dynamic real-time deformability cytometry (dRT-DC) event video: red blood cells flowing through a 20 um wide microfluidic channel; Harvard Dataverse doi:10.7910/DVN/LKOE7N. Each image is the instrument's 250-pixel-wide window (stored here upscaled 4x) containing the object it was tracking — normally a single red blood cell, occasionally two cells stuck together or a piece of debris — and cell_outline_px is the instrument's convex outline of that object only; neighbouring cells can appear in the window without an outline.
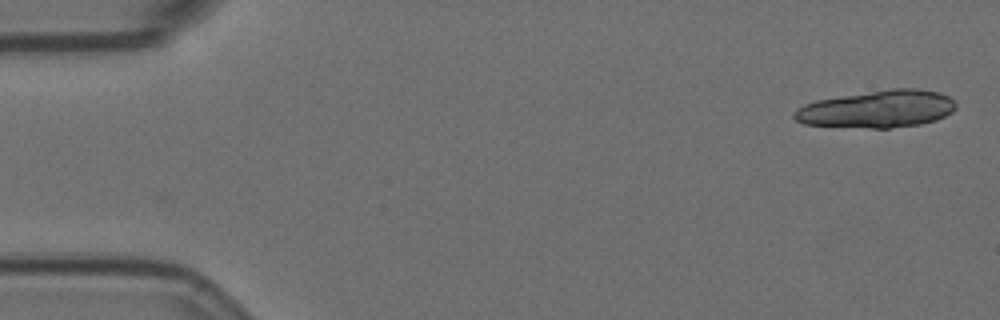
{"species": "Egyptian fruit bat (a non-hibernating species)", "species_latin": "Rousettus aegyptiacus", "temperature_condition": "room temperature", "stored_images_in_passage": 7, "camera_frame_rate_fps": 3000, "um_per_image_px": 0.085, "animal": {"sex": "female"}, "frame": {"image": 1, "passage_image": 1, "time_ms": 0.0, "image_size_px": [1000, 320], "cell_outline_px": [[956, 108], [952, 112], [936, 120], [920, 124], [888, 128], [872, 128], [804, 124], [796, 120], [792, 116], [792, 112], [796, 108], [804, 104], [816, 100], [892, 88], [920, 88], [940, 92], [956, 100]], "centroid_in_image_um": [74.6, 9.26], "position_along_channel_um": 10.4, "area_um2": 35.32}}
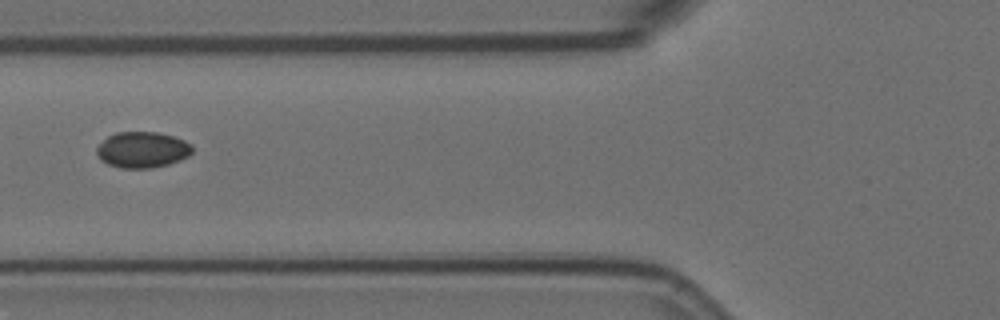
{"frame": {"image": 2, "passage_image": 6, "time_ms": 1.667, "image_size_px": [1000, 320], "cell_outline_px": [[192, 152], [188, 156], [180, 160], [168, 164], [152, 168], [120, 168], [108, 164], [100, 160], [96, 152], [96, 148], [108, 136], [116, 132], [160, 132], [184, 140], [192, 144]], "centroid_in_image_um": [12.1, 12.73], "position_along_channel_um": 113.7, "area_um2": 20.11}}
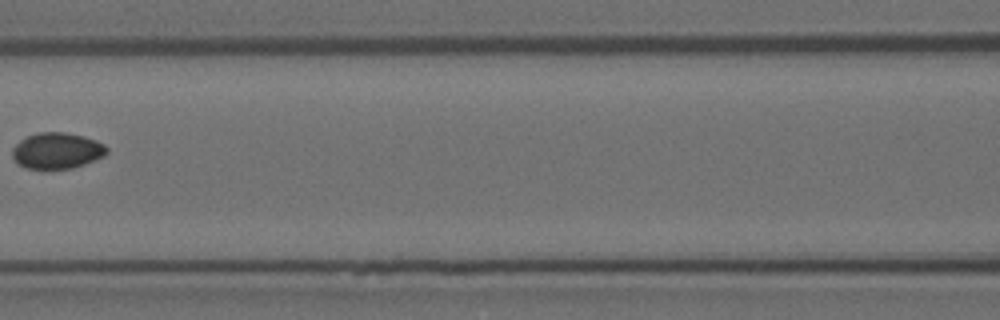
{"frame": {"image": 3, "passage_image": 7, "time_ms": 2.0, "image_size_px": [1000, 320], "cell_outline_px": [[108, 152], [104, 156], [84, 164], [72, 168], [28, 168], [20, 164], [12, 156], [12, 148], [20, 140], [28, 136], [40, 132], [64, 132], [84, 136], [96, 140], [104, 144], [108, 148]], "centroid_in_image_um": [4.87, 12.79], "position_along_channel_um": 161.7, "area_um2": 19.65}}